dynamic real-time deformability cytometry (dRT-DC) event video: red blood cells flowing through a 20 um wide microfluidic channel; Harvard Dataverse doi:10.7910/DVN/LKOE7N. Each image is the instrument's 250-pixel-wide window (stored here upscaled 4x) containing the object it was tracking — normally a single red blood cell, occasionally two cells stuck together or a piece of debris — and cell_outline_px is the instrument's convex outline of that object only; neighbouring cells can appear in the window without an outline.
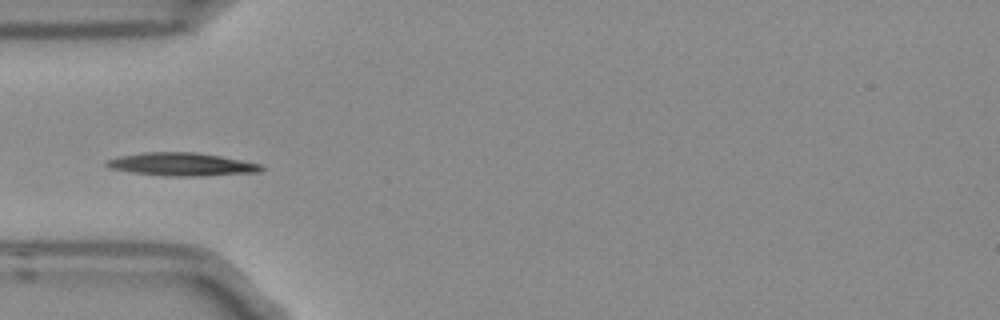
{"species": "Egyptian fruit bat (a non-hibernating species)", "species_latin": "Rousettus aegyptiacus", "temperature_condition": "room temperature", "stored_images_in_passage": 5, "segment_of_instrument_passage": [2, 2], "camera_frame_rate_fps": 3000, "um_per_image_px": 0.085, "frame": {"image": 1, "passage_image": 5, "time_ms": 1.333, "image_size_px": [1000, 320], "cell_outline_px": [[264, 168], [260, 172], [200, 176], [168, 176], [132, 172], [108, 168], [104, 164], [104, 160], [120, 156], [144, 152], [196, 152], [220, 156], [260, 164]], "centroid_in_image_um": [15.4, 13.96], "position_along_channel_um": 69.6, "area_um2": 20.75}}